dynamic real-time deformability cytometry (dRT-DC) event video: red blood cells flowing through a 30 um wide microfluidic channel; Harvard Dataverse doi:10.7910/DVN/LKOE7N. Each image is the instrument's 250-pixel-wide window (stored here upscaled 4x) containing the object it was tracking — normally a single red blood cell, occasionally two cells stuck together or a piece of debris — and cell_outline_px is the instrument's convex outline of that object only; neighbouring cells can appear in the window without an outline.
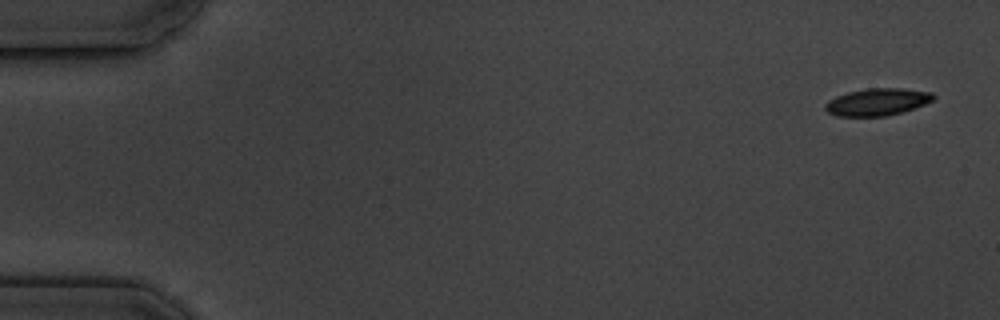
{"species": "common noctule bat (a hibernating species)", "species_latin": "Nyctalus noctula", "temperature_condition": "cold", "stored_images_in_passage": 7, "camera_frame_rate_fps": 3000, "um_per_image_px": 0.085, "animal": {"sex": "male", "body_mass_g": 19.5, "forearm_length_mm": 54.6}, "frame": {"image": 1, "passage_image": 1, "time_ms": 0.0, "image_size_px": [1000, 320], "cell_outline_px": [[936, 96], [932, 100], [924, 104], [900, 112], [884, 116], [836, 116], [828, 112], [824, 108], [824, 104], [828, 100], [836, 96], [848, 92], [868, 88], [900, 88], [932, 92]], "centroid_in_image_um": [74.53, 8.66], "position_along_channel_um": 10.5, "area_um2": 16.99}}